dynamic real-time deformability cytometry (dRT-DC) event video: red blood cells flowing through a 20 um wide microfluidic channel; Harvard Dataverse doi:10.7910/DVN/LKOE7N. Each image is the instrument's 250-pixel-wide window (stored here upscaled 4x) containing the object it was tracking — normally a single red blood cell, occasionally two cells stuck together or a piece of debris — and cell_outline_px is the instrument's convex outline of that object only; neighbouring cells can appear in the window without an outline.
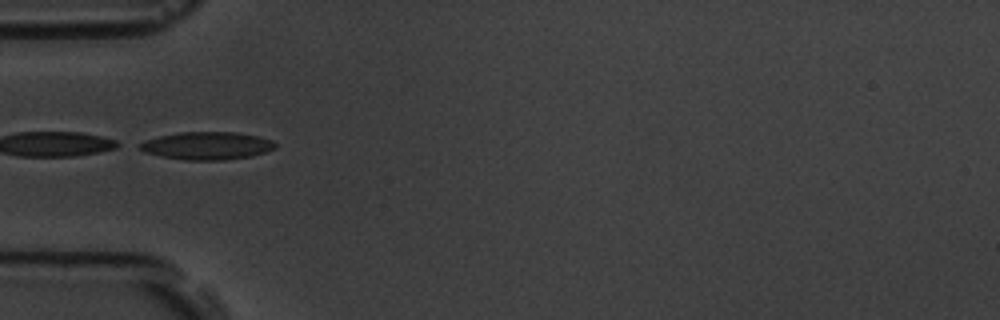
{"species": "common noctule bat (a hibernating species)", "species_latin": "Nyctalus noctula", "temperature_condition": "room temperature", "stored_images_in_passage": 14, "camera_frame_rate_fps": 3000, "um_per_image_px": 0.085, "animal": {"sex": "male", "body_mass_g": 19.5, "forearm_length_mm": 54.6}, "frame": {"image": 1, "passage_image": 5, "time_ms": 5.667, "image_size_px": [1000, 320], "cell_outline_px": [[276, 148], [252, 156], [224, 160], [184, 160], [144, 152], [136, 144], [144, 140], [160, 136], [180, 132], [236, 132], [256, 136], [272, 140], [276, 144]], "centroid_in_image_um": [17.58, 12.38], "position_along_channel_um": 67.4, "area_um2": 21.85}}
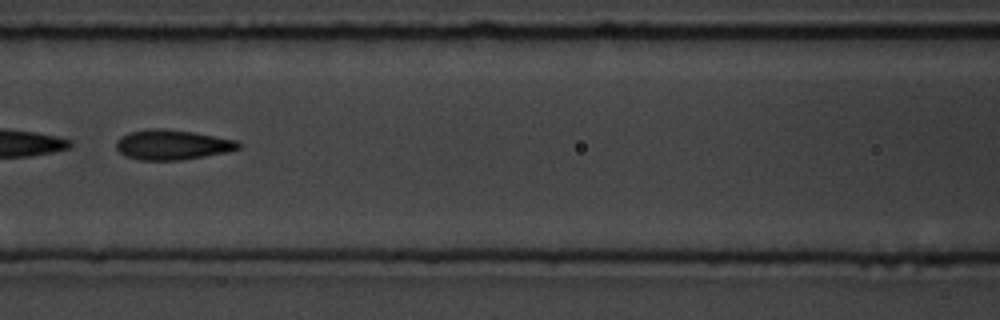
{"frame": {"image": 2, "passage_image": 7, "time_ms": 8.0, "image_size_px": [1000, 320], "cell_outline_px": [[240, 148], [228, 152], [180, 160], [140, 160], [124, 156], [116, 148], [116, 140], [120, 136], [132, 132], [148, 128], [164, 128], [192, 132], [236, 140], [240, 144]], "centroid_in_image_um": [14.61, 12.3], "position_along_channel_um": 152.0, "area_um2": 21.33}}
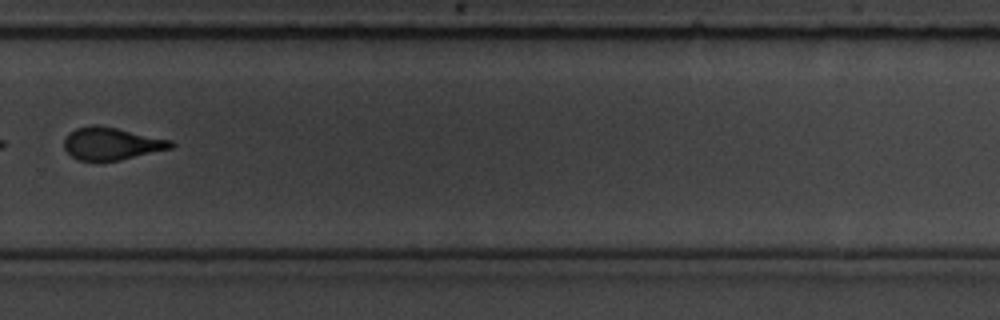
{"frame": {"image": 3, "passage_image": 11, "time_ms": 12.667, "image_size_px": [1000, 320], "cell_outline_px": [[176, 144], [172, 148], [120, 160], [76, 160], [64, 148], [64, 140], [76, 128], [92, 124], [96, 124], [116, 128], [172, 140]], "centroid_in_image_um": [9.5, 12.2], "position_along_channel_um": 320.3, "area_um2": 20.0}, "authors_computed_cell_mechanics": {"area_um2": 21.7617, "velocity_mm_per_s": 3.6187, "shape_relaxation_time_tau1_ms": 2.9973, "shape_relaxation_time_tau2_ms": 1.6534, "deformation_change_tau1": 0.1016, "deformation_change_tau2": 0.0598}}